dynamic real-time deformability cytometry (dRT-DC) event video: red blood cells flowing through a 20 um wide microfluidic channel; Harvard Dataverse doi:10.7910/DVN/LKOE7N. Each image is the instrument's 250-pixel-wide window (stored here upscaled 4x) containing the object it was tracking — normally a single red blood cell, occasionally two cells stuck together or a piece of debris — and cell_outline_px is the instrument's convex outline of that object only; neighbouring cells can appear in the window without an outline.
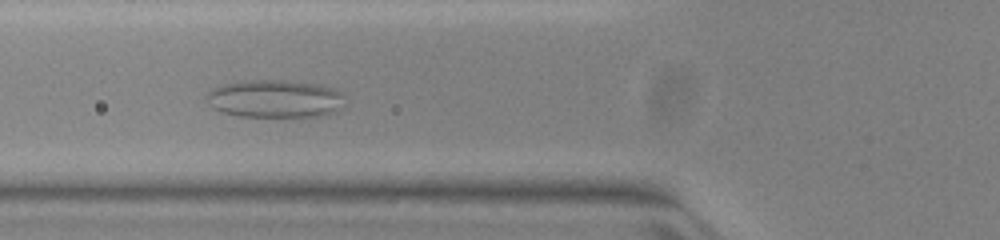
{"species": "common noctule bat (a hibernating species)", "species_latin": "Nyctalus noctula", "temperature_condition": "warm", "stored_images_in_passage": 55, "camera_frame_rate_fps": 3000, "um_per_image_px": 0.085, "animal": {"sex": "female", "body_mass_g": 23.0, "forearm_length_mm": 53.4}, "frame": {"image": 1, "passage_image": 21, "time_ms": 6.667, "image_size_px": [1000, 240], "cell_outline_px": [[344, 96], [336, 112], [328, 116], [236, 116], [212, 108], [208, 104], [208, 92], [212, 88], [220, 84], [240, 80], [284, 80], [320, 84], [332, 88], [340, 92]], "centroid_in_image_um": [23.34, 8.38], "position_along_channel_um": 102.5, "area_um2": 30.63}}
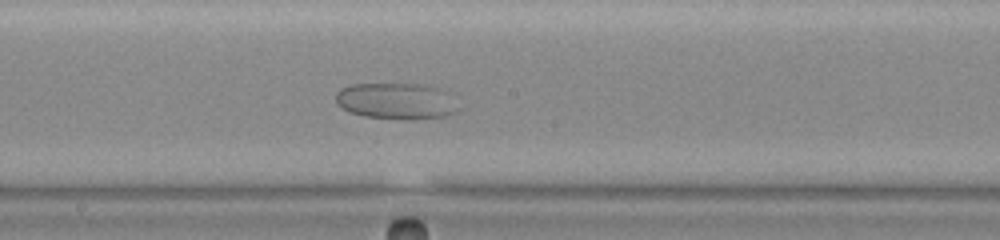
{"frame": {"image": 2, "passage_image": 30, "time_ms": 9.667, "image_size_px": [1000, 240], "cell_outline_px": [[456, 112], [444, 116], [364, 116], [348, 112], [336, 104], [336, 92], [340, 88], [352, 84], [416, 84], [436, 88]], "centroid_in_image_um": [33.4, 8.54], "position_along_channel_um": 214.8, "area_um2": 23.7}}
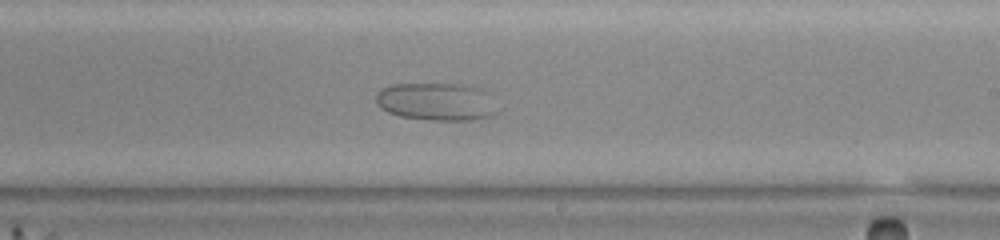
{"frame": {"image": 3, "passage_image": 33, "time_ms": 10.667, "image_size_px": [1000, 240], "cell_outline_px": [[496, 112], [488, 116], [472, 120], [432, 120], [400, 116], [388, 112], [380, 108], [376, 100], [376, 92], [380, 88], [392, 84], [456, 84], [480, 88], [484, 92]], "centroid_in_image_um": [36.97, 8.64], "position_along_channel_um": 252.0, "area_um2": 26.18}}